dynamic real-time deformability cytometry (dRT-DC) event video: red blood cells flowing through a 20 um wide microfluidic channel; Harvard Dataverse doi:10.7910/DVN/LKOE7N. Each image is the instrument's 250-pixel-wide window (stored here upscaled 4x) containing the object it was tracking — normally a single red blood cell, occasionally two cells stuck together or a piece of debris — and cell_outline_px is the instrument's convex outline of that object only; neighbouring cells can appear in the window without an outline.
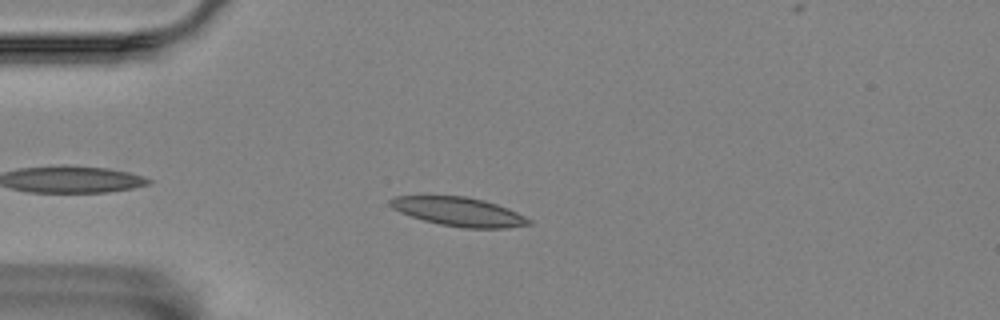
{"species": "Egyptian fruit bat (a non-hibernating species)", "species_latin": "Rousettus aegyptiacus", "temperature_condition": "room temperature", "stored_images_in_passage": 40, "camera_frame_rate_fps": 3000, "um_per_image_px": 0.085, "animal": {"sex": "female"}, "frame": {"image": 1, "passage_image": 2, "time_ms": 0.333, "image_size_px": [1000, 320], "cell_outline_px": [[532, 224], [508, 228], [464, 228], [440, 224], [424, 220], [400, 212], [392, 208], [388, 204], [388, 200], [396, 196], [468, 196], [484, 200], [508, 208], [532, 220]], "centroid_in_image_um": [39.01, 17.99], "position_along_channel_um": 46.0, "area_um2": 23.29}}
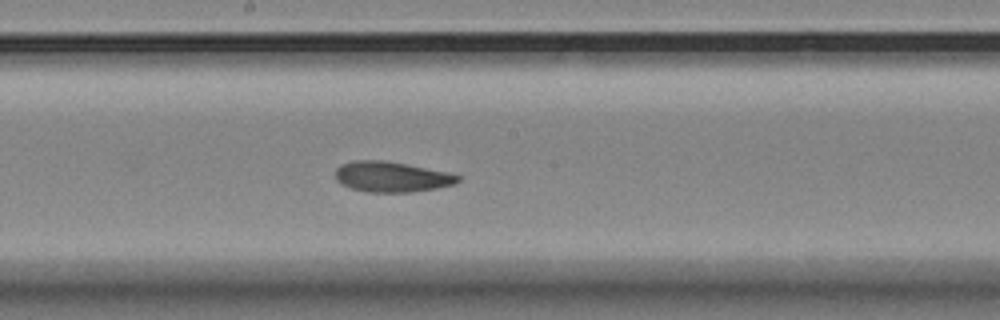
{"frame": {"image": 2, "passage_image": 18, "time_ms": 5.667, "image_size_px": [1000, 320], "cell_outline_px": [[460, 180], [456, 184], [436, 188], [412, 192], [368, 192], [352, 188], [340, 184], [336, 180], [336, 168], [340, 164], [352, 160], [384, 160], [448, 172], [460, 176]], "centroid_in_image_um": [33.27, 15.02], "position_along_channel_um": 214.9, "area_um2": 21.79}}
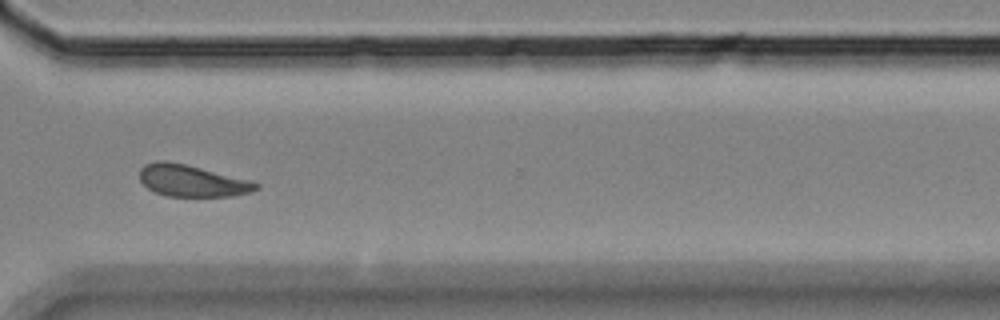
{"frame": {"image": 3, "passage_image": 30, "time_ms": 9.667, "image_size_px": [1000, 320], "cell_outline_px": [[260, 188], [252, 192], [232, 196], [164, 196], [148, 188], [140, 180], [140, 168], [144, 164], [156, 160], [168, 160], [252, 180], [260, 184]], "centroid_in_image_um": [16.34, 15.36], "position_along_channel_um": 354.3, "area_um2": 21.73}, "authors_computed_cell_mechanics": {"area_um2": 21.7906, "velocity_mm_per_s": 3.4838, "shape_relaxation_time_tau1_ms": null, "shape_relaxation_time_tau2_ms": 3.8795, "deformation_change_tau1": null, "deformation_change_tau2": 0.1051}}